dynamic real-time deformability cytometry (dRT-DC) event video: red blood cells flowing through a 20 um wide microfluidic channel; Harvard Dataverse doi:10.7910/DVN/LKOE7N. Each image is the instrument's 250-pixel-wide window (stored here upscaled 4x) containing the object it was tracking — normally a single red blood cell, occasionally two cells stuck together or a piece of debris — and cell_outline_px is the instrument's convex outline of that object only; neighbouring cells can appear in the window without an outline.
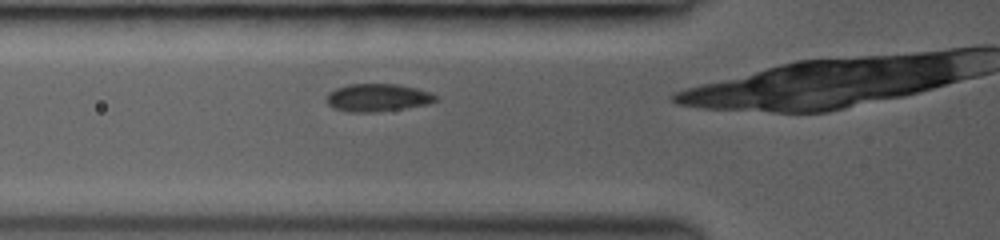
{"species": "common noctule bat (a hibernating species)", "species_latin": "Nyctalus noctula", "temperature_condition": "room temperature", "stored_images_in_passage": 12, "camera_frame_rate_fps": 3000, "um_per_image_px": 0.085, "animal": {"sex": "female", "body_mass_g": 19.0, "forearm_length_mm": 53.3}, "frame": {"image": 1, "passage_image": 4, "time_ms": 1.333, "image_size_px": [1000, 240], "cell_outline_px": [[436, 100], [428, 104], [404, 108], [376, 112], [348, 112], [336, 108], [328, 104], [324, 100], [328, 92], [336, 88], [348, 84], [396, 84], [416, 88], [428, 92], [436, 96]], "centroid_in_image_um": [32.04, 8.3], "position_along_channel_um": 93.8, "area_um2": 17.57}}
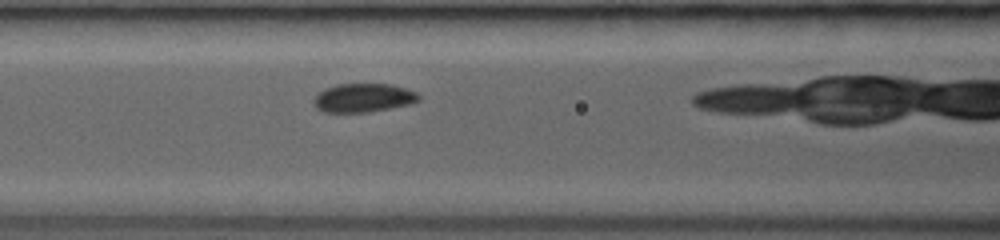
{"frame": {"image": 2, "passage_image": 6, "time_ms": 2.333, "image_size_px": [1000, 240], "cell_outline_px": [[420, 100], [412, 104], [368, 112], [324, 112], [316, 108], [312, 104], [312, 100], [324, 88], [336, 84], [392, 84], [416, 92], [420, 96]], "centroid_in_image_um": [30.87, 8.32], "position_along_channel_um": 135.7, "area_um2": 17.69}}
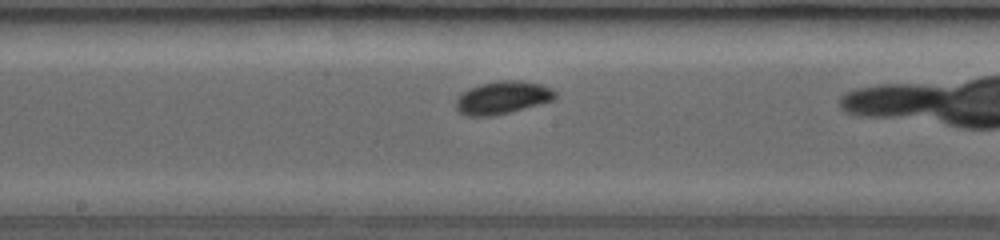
{"frame": {"image": 3, "passage_image": 10, "time_ms": 4.0, "image_size_px": [1000, 240], "cell_outline_px": [[556, 96], [552, 100], [508, 112], [492, 116], [468, 116], [460, 112], [456, 108], [456, 100], [468, 88], [480, 84], [496, 80], [520, 80], [540, 84], [552, 88], [556, 92]], "centroid_in_image_um": [42.7, 8.28], "position_along_channel_um": 205.5, "area_um2": 18.73}}